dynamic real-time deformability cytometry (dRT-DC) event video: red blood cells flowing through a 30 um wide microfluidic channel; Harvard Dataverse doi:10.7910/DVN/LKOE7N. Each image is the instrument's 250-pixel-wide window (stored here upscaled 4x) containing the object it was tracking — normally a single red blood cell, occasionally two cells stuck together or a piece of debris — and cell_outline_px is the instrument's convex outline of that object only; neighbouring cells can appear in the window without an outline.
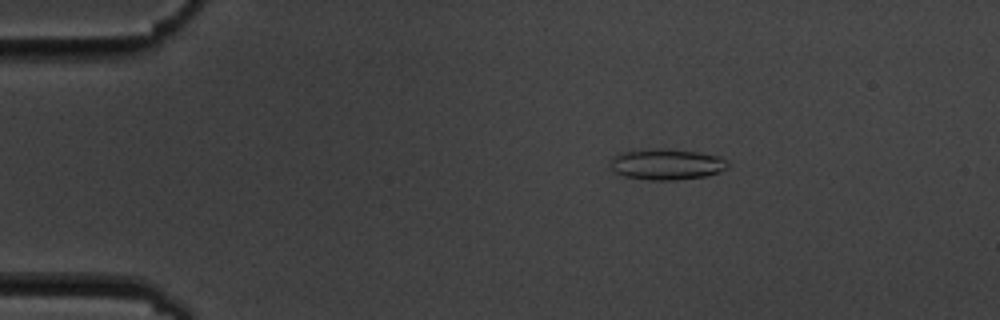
{"species": "common noctule bat (a hibernating species)", "species_latin": "Nyctalus noctula", "temperature_condition": "cold", "stored_images_in_passage": 5, "camera_frame_rate_fps": 3000, "um_per_image_px": 0.085, "animal": {"sex": "male", "body_mass_g": 19.5, "forearm_length_mm": 54.6}, "frame": {"image": 1, "passage_image": 3, "time_ms": 2.333, "image_size_px": [1000, 320], "cell_outline_px": [[728, 168], [720, 172], [704, 176], [676, 180], [648, 180], [624, 176], [616, 172], [612, 168], [612, 156], [620, 152], [652, 148], [664, 148], [696, 152], [720, 156], [728, 160]], "centroid_in_image_um": [56.68, 13.96], "position_along_channel_um": 28.3, "area_um2": 21.27}}